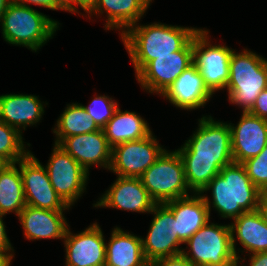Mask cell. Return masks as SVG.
Listing matches in <instances>:
<instances>
[{"label":"cell","instance_id":"cell-1","mask_svg":"<svg viewBox=\"0 0 267 266\" xmlns=\"http://www.w3.org/2000/svg\"><path fill=\"white\" fill-rule=\"evenodd\" d=\"M198 127L177 150L184 164L187 185L196 194H200L224 166L234 162L228 123L204 116L199 119Z\"/></svg>","mask_w":267,"mask_h":266},{"label":"cell","instance_id":"cell-2","mask_svg":"<svg viewBox=\"0 0 267 266\" xmlns=\"http://www.w3.org/2000/svg\"><path fill=\"white\" fill-rule=\"evenodd\" d=\"M136 25V26H135ZM131 26L121 39L124 42L136 74L157 56L173 55L182 50L199 31L197 28L153 23Z\"/></svg>","mask_w":267,"mask_h":266},{"label":"cell","instance_id":"cell-3","mask_svg":"<svg viewBox=\"0 0 267 266\" xmlns=\"http://www.w3.org/2000/svg\"><path fill=\"white\" fill-rule=\"evenodd\" d=\"M212 190V207L222 218L235 219L258 210L261 191L252 183L241 163L224 166L200 194Z\"/></svg>","mask_w":267,"mask_h":266},{"label":"cell","instance_id":"cell-4","mask_svg":"<svg viewBox=\"0 0 267 266\" xmlns=\"http://www.w3.org/2000/svg\"><path fill=\"white\" fill-rule=\"evenodd\" d=\"M2 34L6 42L17 46H26L37 51L48 39L53 38L59 23L48 16L11 2L4 11L1 20Z\"/></svg>","mask_w":267,"mask_h":266},{"label":"cell","instance_id":"cell-5","mask_svg":"<svg viewBox=\"0 0 267 266\" xmlns=\"http://www.w3.org/2000/svg\"><path fill=\"white\" fill-rule=\"evenodd\" d=\"M229 70L228 99L248 112L267 88V60L247 49L240 53L233 50Z\"/></svg>","mask_w":267,"mask_h":266},{"label":"cell","instance_id":"cell-6","mask_svg":"<svg viewBox=\"0 0 267 266\" xmlns=\"http://www.w3.org/2000/svg\"><path fill=\"white\" fill-rule=\"evenodd\" d=\"M139 178L155 203L189 196L184 164L177 150H164Z\"/></svg>","mask_w":267,"mask_h":266},{"label":"cell","instance_id":"cell-7","mask_svg":"<svg viewBox=\"0 0 267 266\" xmlns=\"http://www.w3.org/2000/svg\"><path fill=\"white\" fill-rule=\"evenodd\" d=\"M185 243L190 251L183 249L182 254L194 266H237L229 224H209L208 221Z\"/></svg>","mask_w":267,"mask_h":266},{"label":"cell","instance_id":"cell-8","mask_svg":"<svg viewBox=\"0 0 267 266\" xmlns=\"http://www.w3.org/2000/svg\"><path fill=\"white\" fill-rule=\"evenodd\" d=\"M208 32L199 29L193 37V64L198 68L208 90L214 94L228 84L229 63L234 49L210 44Z\"/></svg>","mask_w":267,"mask_h":266},{"label":"cell","instance_id":"cell-9","mask_svg":"<svg viewBox=\"0 0 267 266\" xmlns=\"http://www.w3.org/2000/svg\"><path fill=\"white\" fill-rule=\"evenodd\" d=\"M152 132L145 138L112 147L109 170L119 177L139 178L165 150Z\"/></svg>","mask_w":267,"mask_h":266},{"label":"cell","instance_id":"cell-10","mask_svg":"<svg viewBox=\"0 0 267 266\" xmlns=\"http://www.w3.org/2000/svg\"><path fill=\"white\" fill-rule=\"evenodd\" d=\"M52 152L46 165L50 182L61 200L71 207L84 193L89 174L57 144Z\"/></svg>","mask_w":267,"mask_h":266},{"label":"cell","instance_id":"cell-11","mask_svg":"<svg viewBox=\"0 0 267 266\" xmlns=\"http://www.w3.org/2000/svg\"><path fill=\"white\" fill-rule=\"evenodd\" d=\"M16 164L21 172L26 205L53 211L70 208L57 195L46 167L31 152Z\"/></svg>","mask_w":267,"mask_h":266},{"label":"cell","instance_id":"cell-12","mask_svg":"<svg viewBox=\"0 0 267 266\" xmlns=\"http://www.w3.org/2000/svg\"><path fill=\"white\" fill-rule=\"evenodd\" d=\"M150 213H154V218L146 238L142 239L146 261L151 264L155 260L181 254L183 249L179 245L182 243L177 237L173 212L164 203H156Z\"/></svg>","mask_w":267,"mask_h":266},{"label":"cell","instance_id":"cell-13","mask_svg":"<svg viewBox=\"0 0 267 266\" xmlns=\"http://www.w3.org/2000/svg\"><path fill=\"white\" fill-rule=\"evenodd\" d=\"M193 64V39L173 55L157 56L148 62L137 74L143 89L162 95L170 85Z\"/></svg>","mask_w":267,"mask_h":266},{"label":"cell","instance_id":"cell-14","mask_svg":"<svg viewBox=\"0 0 267 266\" xmlns=\"http://www.w3.org/2000/svg\"><path fill=\"white\" fill-rule=\"evenodd\" d=\"M64 245L66 266H105L106 243L96 222L74 235L67 228Z\"/></svg>","mask_w":267,"mask_h":266},{"label":"cell","instance_id":"cell-15","mask_svg":"<svg viewBox=\"0 0 267 266\" xmlns=\"http://www.w3.org/2000/svg\"><path fill=\"white\" fill-rule=\"evenodd\" d=\"M231 150L235 163L257 156L267 144V120L243 112L237 126L229 123Z\"/></svg>","mask_w":267,"mask_h":266},{"label":"cell","instance_id":"cell-16","mask_svg":"<svg viewBox=\"0 0 267 266\" xmlns=\"http://www.w3.org/2000/svg\"><path fill=\"white\" fill-rule=\"evenodd\" d=\"M58 146L75 159L88 173L90 166L95 164L109 170L112 147L102 129L66 137Z\"/></svg>","mask_w":267,"mask_h":266},{"label":"cell","instance_id":"cell-17","mask_svg":"<svg viewBox=\"0 0 267 266\" xmlns=\"http://www.w3.org/2000/svg\"><path fill=\"white\" fill-rule=\"evenodd\" d=\"M155 201L149 196L140 178L119 177L94 207H112L132 212L150 213Z\"/></svg>","mask_w":267,"mask_h":266},{"label":"cell","instance_id":"cell-18","mask_svg":"<svg viewBox=\"0 0 267 266\" xmlns=\"http://www.w3.org/2000/svg\"><path fill=\"white\" fill-rule=\"evenodd\" d=\"M210 203L207 196L196 193L164 203L173 212L177 237L182 244L210 221Z\"/></svg>","mask_w":267,"mask_h":266},{"label":"cell","instance_id":"cell-19","mask_svg":"<svg viewBox=\"0 0 267 266\" xmlns=\"http://www.w3.org/2000/svg\"><path fill=\"white\" fill-rule=\"evenodd\" d=\"M212 95L194 64L184 70L162 94L170 103L186 110L203 107Z\"/></svg>","mask_w":267,"mask_h":266},{"label":"cell","instance_id":"cell-20","mask_svg":"<svg viewBox=\"0 0 267 266\" xmlns=\"http://www.w3.org/2000/svg\"><path fill=\"white\" fill-rule=\"evenodd\" d=\"M24 235L29 240L64 239L68 223L63 211H53L26 205L19 214Z\"/></svg>","mask_w":267,"mask_h":266},{"label":"cell","instance_id":"cell-21","mask_svg":"<svg viewBox=\"0 0 267 266\" xmlns=\"http://www.w3.org/2000/svg\"><path fill=\"white\" fill-rule=\"evenodd\" d=\"M44 105L35 95H0V120L19 132L36 124L44 113Z\"/></svg>","mask_w":267,"mask_h":266},{"label":"cell","instance_id":"cell-22","mask_svg":"<svg viewBox=\"0 0 267 266\" xmlns=\"http://www.w3.org/2000/svg\"><path fill=\"white\" fill-rule=\"evenodd\" d=\"M233 220L234 222L229 225L232 248L237 259V265L238 262L241 263L242 261H239L241 258L237 255L239 252H236L235 238L243 245L245 252L249 251V253L253 254L267 251V224L258 210L245 212ZM234 233H236L237 237H235Z\"/></svg>","mask_w":267,"mask_h":266},{"label":"cell","instance_id":"cell-23","mask_svg":"<svg viewBox=\"0 0 267 266\" xmlns=\"http://www.w3.org/2000/svg\"><path fill=\"white\" fill-rule=\"evenodd\" d=\"M105 266H150L143 254L142 238L114 228L106 243Z\"/></svg>","mask_w":267,"mask_h":266},{"label":"cell","instance_id":"cell-24","mask_svg":"<svg viewBox=\"0 0 267 266\" xmlns=\"http://www.w3.org/2000/svg\"><path fill=\"white\" fill-rule=\"evenodd\" d=\"M149 5L146 0H98L90 13L103 14L106 11L105 30L118 28L122 30L123 35L131 26L137 24Z\"/></svg>","mask_w":267,"mask_h":266},{"label":"cell","instance_id":"cell-25","mask_svg":"<svg viewBox=\"0 0 267 266\" xmlns=\"http://www.w3.org/2000/svg\"><path fill=\"white\" fill-rule=\"evenodd\" d=\"M103 132L111 147L120 143L135 141L148 136L152 131L149 124L136 112L118 108L114 116L103 127Z\"/></svg>","mask_w":267,"mask_h":266},{"label":"cell","instance_id":"cell-26","mask_svg":"<svg viewBox=\"0 0 267 266\" xmlns=\"http://www.w3.org/2000/svg\"><path fill=\"white\" fill-rule=\"evenodd\" d=\"M16 163L6 164L0 170V214L15 212L19 216L26 206L20 169Z\"/></svg>","mask_w":267,"mask_h":266},{"label":"cell","instance_id":"cell-27","mask_svg":"<svg viewBox=\"0 0 267 266\" xmlns=\"http://www.w3.org/2000/svg\"><path fill=\"white\" fill-rule=\"evenodd\" d=\"M56 126L53 132L56 134L55 144L57 145L66 137L100 130L80 103L67 105L58 118Z\"/></svg>","mask_w":267,"mask_h":266},{"label":"cell","instance_id":"cell-28","mask_svg":"<svg viewBox=\"0 0 267 266\" xmlns=\"http://www.w3.org/2000/svg\"><path fill=\"white\" fill-rule=\"evenodd\" d=\"M21 133L0 120V159L6 164L16 163L30 152L25 150Z\"/></svg>","mask_w":267,"mask_h":266},{"label":"cell","instance_id":"cell-29","mask_svg":"<svg viewBox=\"0 0 267 266\" xmlns=\"http://www.w3.org/2000/svg\"><path fill=\"white\" fill-rule=\"evenodd\" d=\"M252 181L261 191H267V144L264 149L252 158L241 163Z\"/></svg>","mask_w":267,"mask_h":266},{"label":"cell","instance_id":"cell-30","mask_svg":"<svg viewBox=\"0 0 267 266\" xmlns=\"http://www.w3.org/2000/svg\"><path fill=\"white\" fill-rule=\"evenodd\" d=\"M86 112L93 118L96 125L103 129L107 122L114 116L118 104L105 95L96 96L89 106H83Z\"/></svg>","mask_w":267,"mask_h":266},{"label":"cell","instance_id":"cell-31","mask_svg":"<svg viewBox=\"0 0 267 266\" xmlns=\"http://www.w3.org/2000/svg\"><path fill=\"white\" fill-rule=\"evenodd\" d=\"M248 112L267 120V88L260 92L255 103Z\"/></svg>","mask_w":267,"mask_h":266},{"label":"cell","instance_id":"cell-32","mask_svg":"<svg viewBox=\"0 0 267 266\" xmlns=\"http://www.w3.org/2000/svg\"><path fill=\"white\" fill-rule=\"evenodd\" d=\"M150 266H194L182 253L155 260Z\"/></svg>","mask_w":267,"mask_h":266},{"label":"cell","instance_id":"cell-33","mask_svg":"<svg viewBox=\"0 0 267 266\" xmlns=\"http://www.w3.org/2000/svg\"><path fill=\"white\" fill-rule=\"evenodd\" d=\"M3 216L5 215L0 214V256H14L11 252L13 251V247L11 246L10 240L6 234Z\"/></svg>","mask_w":267,"mask_h":266},{"label":"cell","instance_id":"cell-34","mask_svg":"<svg viewBox=\"0 0 267 266\" xmlns=\"http://www.w3.org/2000/svg\"><path fill=\"white\" fill-rule=\"evenodd\" d=\"M12 1L24 6H29L27 4L31 3L51 10H56V0H12Z\"/></svg>","mask_w":267,"mask_h":266},{"label":"cell","instance_id":"cell-35","mask_svg":"<svg viewBox=\"0 0 267 266\" xmlns=\"http://www.w3.org/2000/svg\"><path fill=\"white\" fill-rule=\"evenodd\" d=\"M250 257L251 258L249 259V266H267V251L253 253Z\"/></svg>","mask_w":267,"mask_h":266},{"label":"cell","instance_id":"cell-36","mask_svg":"<svg viewBox=\"0 0 267 266\" xmlns=\"http://www.w3.org/2000/svg\"><path fill=\"white\" fill-rule=\"evenodd\" d=\"M98 0H74V12L79 13L77 7L75 5H79L84 11L90 14V12L94 9Z\"/></svg>","mask_w":267,"mask_h":266},{"label":"cell","instance_id":"cell-37","mask_svg":"<svg viewBox=\"0 0 267 266\" xmlns=\"http://www.w3.org/2000/svg\"><path fill=\"white\" fill-rule=\"evenodd\" d=\"M258 211L261 213L265 223L267 224V191L261 193Z\"/></svg>","mask_w":267,"mask_h":266},{"label":"cell","instance_id":"cell-38","mask_svg":"<svg viewBox=\"0 0 267 266\" xmlns=\"http://www.w3.org/2000/svg\"><path fill=\"white\" fill-rule=\"evenodd\" d=\"M56 10L74 12V0H56Z\"/></svg>","mask_w":267,"mask_h":266},{"label":"cell","instance_id":"cell-39","mask_svg":"<svg viewBox=\"0 0 267 266\" xmlns=\"http://www.w3.org/2000/svg\"><path fill=\"white\" fill-rule=\"evenodd\" d=\"M12 2V0H0V20L1 17L4 13V11L6 10V8L8 7V5Z\"/></svg>","mask_w":267,"mask_h":266},{"label":"cell","instance_id":"cell-40","mask_svg":"<svg viewBox=\"0 0 267 266\" xmlns=\"http://www.w3.org/2000/svg\"><path fill=\"white\" fill-rule=\"evenodd\" d=\"M13 256H0V266H10Z\"/></svg>","mask_w":267,"mask_h":266},{"label":"cell","instance_id":"cell-41","mask_svg":"<svg viewBox=\"0 0 267 266\" xmlns=\"http://www.w3.org/2000/svg\"><path fill=\"white\" fill-rule=\"evenodd\" d=\"M6 165V163L0 159V170Z\"/></svg>","mask_w":267,"mask_h":266}]
</instances>
